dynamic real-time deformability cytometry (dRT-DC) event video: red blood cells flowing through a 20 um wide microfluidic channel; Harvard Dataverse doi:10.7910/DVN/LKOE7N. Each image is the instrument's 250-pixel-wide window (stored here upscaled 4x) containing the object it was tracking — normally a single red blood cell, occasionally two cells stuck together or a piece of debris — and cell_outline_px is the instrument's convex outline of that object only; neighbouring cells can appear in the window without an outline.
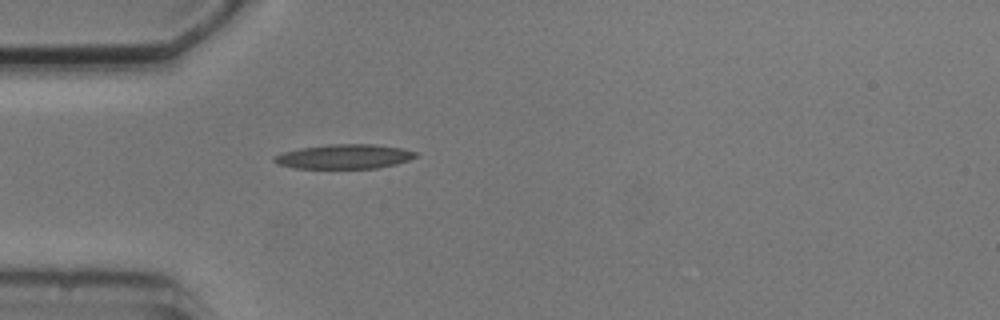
{"species": "common noctule bat (a hibernating species)", "species_latin": "Nyctalus noctula", "temperature_condition": "cold", "stored_images_in_passage": 4, "camera_frame_rate_fps": 3000, "um_per_image_px": 0.085, "animal": {"sex": "male", "body_mass_g": 20.5, "forearm_length_mm": 52.5}, "frame": {"image": 1, "passage_image": 4, "time_ms": 3.333, "image_size_px": [1000, 320], "cell_outline_px": [[420, 156], [396, 164], [376, 168], [296, 168], [276, 164], [272, 160], [272, 156], [284, 152], [300, 148], [328, 144], [372, 144], [400, 148], [416, 152]], "centroid_in_image_um": [29.24, 13.3], "position_along_channel_um": 55.8, "area_um2": 20.17}}